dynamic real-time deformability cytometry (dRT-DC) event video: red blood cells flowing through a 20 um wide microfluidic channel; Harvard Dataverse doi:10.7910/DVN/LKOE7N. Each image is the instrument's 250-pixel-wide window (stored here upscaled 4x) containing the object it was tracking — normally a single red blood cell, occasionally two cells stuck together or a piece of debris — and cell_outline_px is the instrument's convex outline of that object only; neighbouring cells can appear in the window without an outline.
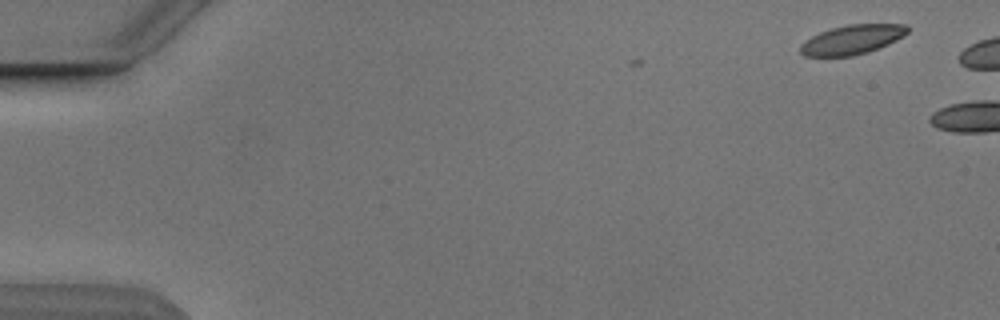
{"species": "Egyptian fruit bat (a non-hibernating species)", "species_latin": "Rousettus aegyptiacus", "temperature_condition": "cold", "stored_images_in_passage": 4, "camera_frame_rate_fps": 3000, "um_per_image_px": 0.085, "animal": {"sex": "male"}, "frame": {"image": 1, "passage_image": 1, "time_ms": 0.0, "image_size_px": [1000, 320], "cell_outline_px": [[908, 32], [904, 36], [888, 44], [868, 52], [852, 56], [804, 56], [800, 52], [800, 44], [804, 40], [820, 32], [832, 28], [848, 24], [908, 24]], "centroid_in_image_um": [72.43, 3.36], "position_along_channel_um": 12.6, "area_um2": 18.38}}